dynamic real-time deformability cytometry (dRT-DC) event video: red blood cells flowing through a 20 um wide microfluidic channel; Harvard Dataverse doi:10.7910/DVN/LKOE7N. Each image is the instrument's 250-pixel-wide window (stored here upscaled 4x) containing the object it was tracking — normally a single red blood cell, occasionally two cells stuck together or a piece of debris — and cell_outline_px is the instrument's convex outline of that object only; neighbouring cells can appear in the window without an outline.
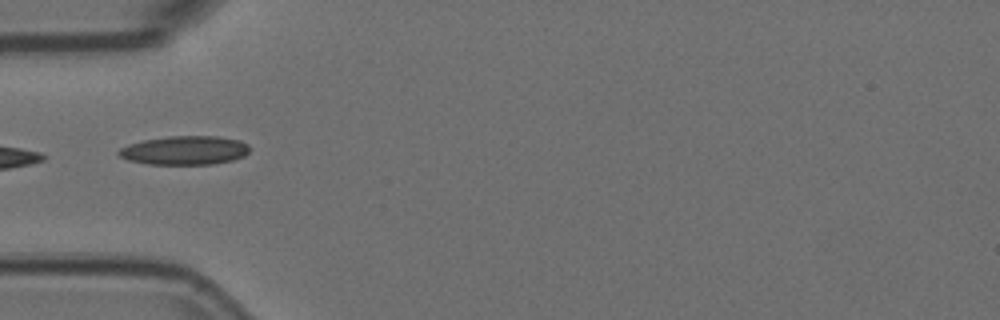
{"species": "Egyptian fruit bat (a non-hibernating species)", "species_latin": "Rousettus aegyptiacus", "temperature_condition": "room temperature", "stored_images_in_passage": 3, "camera_frame_rate_fps": 3000, "um_per_image_px": 0.085, "animal": {"sex": "female"}, "frame": {"image": 1, "passage_image": 3, "time_ms": 0.667, "image_size_px": [1000, 320], "cell_outline_px": [[248, 152], [244, 156], [232, 160], [212, 164], [148, 164], [128, 160], [120, 156], [116, 152], [120, 148], [128, 144], [144, 140], [168, 136], [216, 136], [240, 140], [248, 144]], "centroid_in_image_um": [15.68, 12.77], "position_along_channel_um": 69.3, "area_um2": 21.96}}